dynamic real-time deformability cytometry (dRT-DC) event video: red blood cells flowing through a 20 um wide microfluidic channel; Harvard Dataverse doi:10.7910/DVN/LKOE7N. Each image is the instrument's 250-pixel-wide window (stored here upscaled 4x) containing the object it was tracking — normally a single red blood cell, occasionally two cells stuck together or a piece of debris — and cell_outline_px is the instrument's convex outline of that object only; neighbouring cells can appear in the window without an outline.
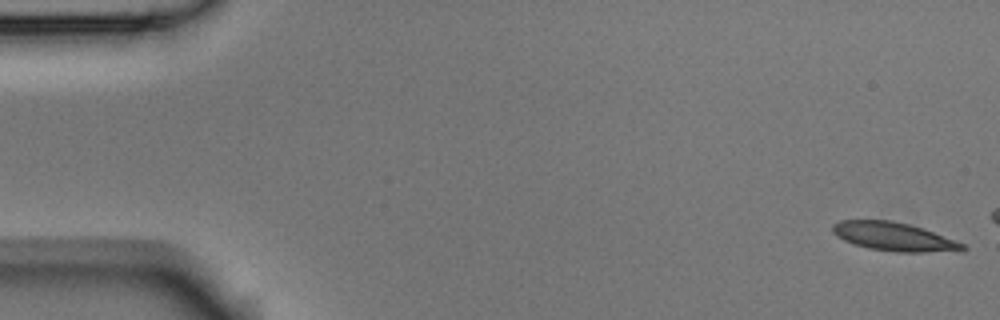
{"species": "Egyptian fruit bat (a non-hibernating species)", "species_latin": "Rousettus aegyptiacus", "temperature_condition": "room temperature", "stored_images_in_passage": 4, "camera_frame_rate_fps": 3000, "um_per_image_px": 0.085, "animal": {"sex": "male"}, "frame": {"image": 1, "passage_image": 1, "time_ms": 0.0, "image_size_px": [1000, 320], "cell_outline_px": [[968, 248], [964, 252], [896, 252], [868, 248], [844, 240], [836, 236], [832, 232], [832, 224], [840, 220], [892, 220], [924, 228], [964, 244]], "centroid_in_image_um": [76.03, 20.12], "position_along_channel_um": 9.0, "area_um2": 21.85}}